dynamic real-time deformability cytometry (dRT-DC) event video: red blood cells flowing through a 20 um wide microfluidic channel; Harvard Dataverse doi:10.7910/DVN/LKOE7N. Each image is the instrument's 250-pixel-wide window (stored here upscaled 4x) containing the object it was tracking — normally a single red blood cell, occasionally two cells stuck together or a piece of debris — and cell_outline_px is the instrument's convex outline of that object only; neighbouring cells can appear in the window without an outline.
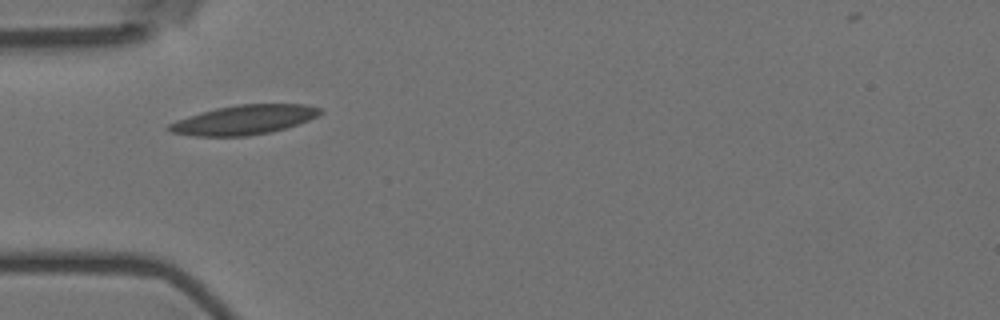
{"species": "Egyptian fruit bat (a non-hibernating species)", "species_latin": "Rousettus aegyptiacus", "temperature_condition": "room temperature", "stored_images_in_passage": 9, "camera_frame_rate_fps": 3000, "um_per_image_px": 0.085, "animal": {"sex": "female"}, "frame": {"image": 1, "passage_image": 1, "time_ms": 0.0, "image_size_px": [1000, 320], "cell_outline_px": [[324, 112], [308, 120], [284, 128], [268, 132], [248, 136], [192, 136], [172, 132], [164, 128], [168, 124], [176, 120], [200, 112], [216, 108], [236, 104], [304, 104], [320, 108]], "centroid_in_image_um": [20.69, 10.18], "position_along_channel_um": 64.3, "area_um2": 25.84}}